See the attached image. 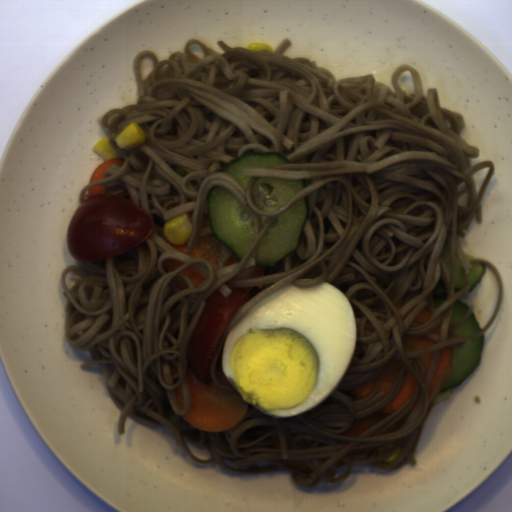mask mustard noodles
Masks as SVG:
<instances>
[{
	"label": "mustard noodles",
	"mask_w": 512,
	"mask_h": 512,
	"mask_svg": "<svg viewBox=\"0 0 512 512\" xmlns=\"http://www.w3.org/2000/svg\"><path fill=\"white\" fill-rule=\"evenodd\" d=\"M200 44L205 58L189 47ZM217 52L192 38L184 51L158 60L150 49L137 52L134 72L139 87L136 104L104 113L102 126L122 167L112 164L103 177L83 187L78 199L90 197L89 188L102 185L101 194L124 198L153 220V229L139 244L114 256L66 266L59 276L65 298L67 343L90 352L80 367L103 368L110 397L120 410L119 436L130 416L153 429L165 426L183 452L195 463H214L238 475L289 471L297 486L346 481L354 466L398 470L415 465L414 445L419 427L447 372L442 371L430 396L428 391L443 349H463L467 341L484 335L494 324L504 288L497 267L486 259L467 260L457 240L464 239L475 216L482 223L481 202L496 166L480 157V148L462 139L463 113L440 108L439 91L426 89L415 67L399 65L391 77L392 90L375 75L336 80L311 59L289 58V37L269 52L216 43ZM153 56L155 68L142 80L139 59ZM410 71L415 91L406 94L397 79ZM140 125L144 141L118 148L115 137L130 124ZM276 151L291 164L244 169L251 177L246 191L226 173L217 172L245 152ZM486 166L489 173L477 198L472 174ZM306 179L307 187L275 211L254 207L251 190L258 178ZM466 187L457 192L456 186ZM221 186L248 206L254 217L255 241L241 263L224 267L233 256L222 243L221 268L189 256L199 238L213 235L202 228L208 214L207 195ZM468 194V207L457 198ZM308 196L309 217L301 244L263 276L249 278L256 266L258 243L276 216ZM188 213L194 230L188 250H174L163 240V227L172 217ZM259 214L270 217L260 230ZM449 243L450 277L442 259ZM455 255L463 266L465 288L454 292ZM183 261L168 273L164 260ZM493 269L499 279L497 309L483 331L460 337L462 320L450 323L454 303L470 290L467 274L472 263ZM195 267L207 279L195 288L180 273ZM80 276L69 290L67 272ZM188 289L180 290L173 280ZM328 281L344 293L356 315L357 346L353 361L336 390L321 404L295 417L271 418L249 405L240 424L226 432L197 430L180 415L190 408L185 378L187 342L196 320L212 294L227 286H254L248 301L226 328L215 353L211 377L219 389L235 390L215 379V363L226 336L258 302L288 283L315 287ZM448 295L435 309L433 296ZM460 301V300H459ZM464 303V302H463ZM466 304V303H465ZM469 306V305H468ZM413 312L403 319L411 308ZM422 309L432 315L424 325L413 321ZM441 335L431 332L440 322ZM426 335L439 343L411 351L404 335ZM435 351V352H434ZM434 352L424 383L419 356ZM401 359L396 384L386 395L374 396L383 366ZM408 371L416 388L393 415L358 437H347L354 420L388 403L399 391ZM375 378L374 391L354 398L351 388ZM181 384L185 405L179 408L175 388ZM421 397L402 427L380 434L398 421ZM374 396V397H373ZM380 434V435H379ZM203 446L207 461L193 457L186 446ZM385 445L374 452L350 450ZM400 445V456L382 461ZM348 454V455H347ZM283 459L304 460L312 472L298 470ZM345 474L333 479L337 467Z\"/></svg>",
	"instance_id": "mustard-noodles-1"
}]
</instances>
